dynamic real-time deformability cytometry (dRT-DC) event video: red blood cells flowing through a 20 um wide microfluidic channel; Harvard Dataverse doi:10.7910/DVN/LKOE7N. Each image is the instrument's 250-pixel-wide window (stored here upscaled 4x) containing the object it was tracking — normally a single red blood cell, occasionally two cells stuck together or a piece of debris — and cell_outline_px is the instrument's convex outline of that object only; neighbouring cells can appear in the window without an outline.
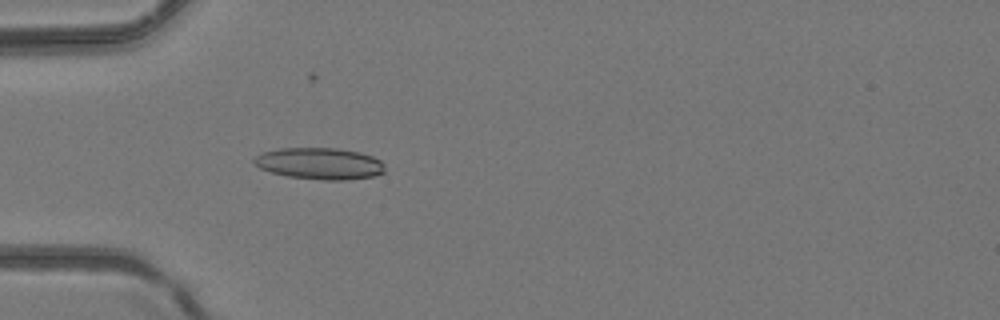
{"species": "common noctule bat (a hibernating species)", "species_latin": "Nyctalus noctula", "temperature_condition": "room temperature", "stored_images_in_passage": 35, "camera_frame_rate_fps": 3000, "um_per_image_px": 0.085, "animal": {"sex": "female", "body_mass_g": 24.6, "forearm_length_mm": 56.2}, "frame": {"image": 1, "passage_image": 8, "time_ms": 2.333, "image_size_px": [1000, 320], "cell_outline_px": [[384, 172], [372, 176], [344, 180], [324, 180], [288, 176], [272, 172], [260, 168], [252, 164], [252, 160], [256, 156], [264, 152], [280, 148], [336, 148], [360, 152], [372, 156], [380, 160], [384, 164]], "centroid_in_image_um": [27.16, 13.89], "position_along_channel_um": 57.8, "area_um2": 23.99}}
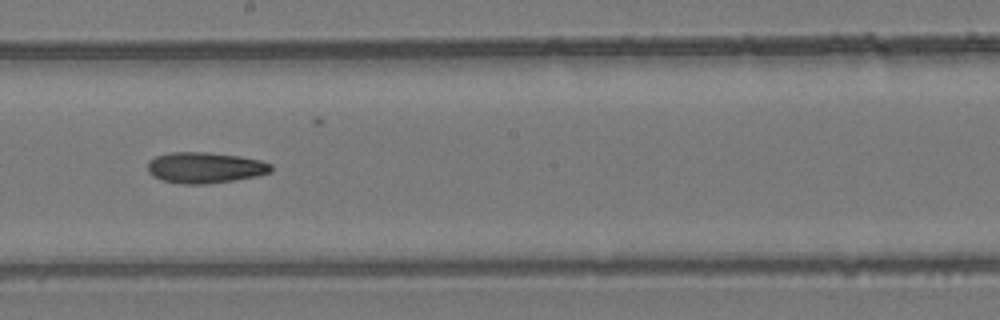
{"frame": {"image": 2, "passage_image": 20, "time_ms": 6.333, "image_size_px": [1000, 320], "cell_outline_px": [[272, 172], [256, 176], [232, 180], [204, 184], [180, 184], [160, 180], [152, 176], [148, 172], [148, 160], [156, 156], [172, 152], [204, 152], [240, 156], [260, 160], [272, 164]], "centroid_in_image_um": [17.4, 14.25], "position_along_channel_um": 230.8, "area_um2": 22.31}}
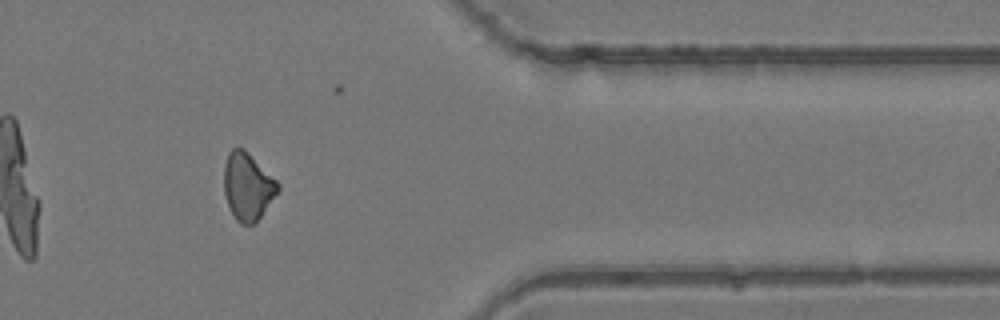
{"frame": {"image": 3, "passage_image": 32, "time_ms": 10.333, "image_size_px": [1000, 320], "cell_outline_px": [[280, 188], [256, 224], [240, 224], [236, 220], [228, 204], [224, 192], [224, 164], [228, 152], [232, 148], [244, 148], [280, 184]], "centroid_in_image_um": [21.04, 15.85], "position_along_channel_um": 390.4, "area_um2": 21.1}}